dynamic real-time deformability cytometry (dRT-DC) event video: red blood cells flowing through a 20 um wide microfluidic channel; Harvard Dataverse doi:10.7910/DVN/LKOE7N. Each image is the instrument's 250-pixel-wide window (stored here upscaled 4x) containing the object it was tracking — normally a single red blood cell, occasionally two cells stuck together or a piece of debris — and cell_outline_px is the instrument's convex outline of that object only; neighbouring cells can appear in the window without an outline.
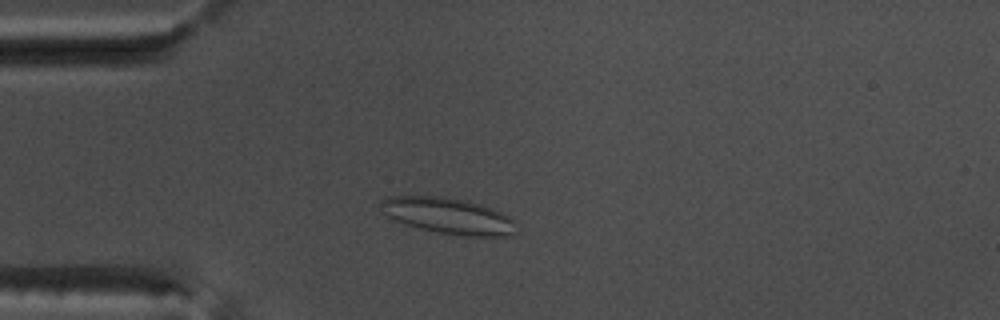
{"species": "common noctule bat (a hibernating species)", "species_latin": "Nyctalus noctula", "temperature_condition": "warm", "stored_images_in_passage": 43, "camera_frame_rate_fps": 3000, "um_per_image_px": 0.085, "animal": {"sex": "male", "body_mass_g": 17.5, "forearm_length_mm": 52.3}, "frame": {"image": 1, "passage_image": 3, "time_ms": 0.667, "image_size_px": [1000, 320], "cell_outline_px": [[516, 232], [512, 236], [464, 236], [440, 232], [420, 228], [404, 224], [388, 216], [384, 200], [388, 196], [440, 196], [468, 200], [492, 208], [508, 216], [512, 220]], "centroid_in_image_um": [38.19, 18.35], "position_along_channel_um": 46.8, "area_um2": 27.86}}
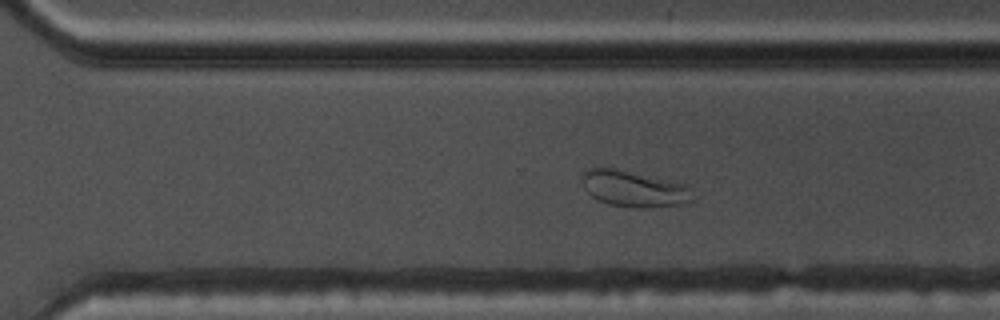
{"frame": {"image": 2, "passage_image": 26, "time_ms": 8.333, "image_size_px": [1000, 320], "cell_outline_px": [[692, 200], [680, 204], [644, 208], [632, 208], [608, 204], [596, 200], [584, 188], [584, 172], [588, 168], [616, 168], [688, 184]], "centroid_in_image_um": [53.88, 16.05], "position_along_channel_um": 316.7, "area_um2": 23.18}}
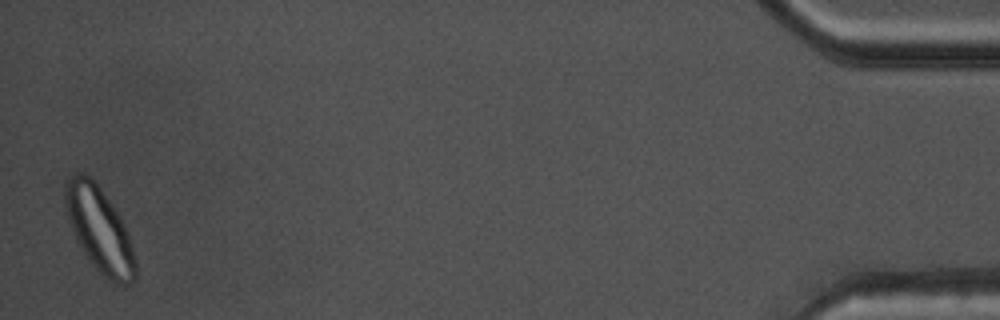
{"frame": {"image": 3, "passage_image": 42, "time_ms": 13.667, "image_size_px": [1000, 320], "cell_outline_px": [[136, 280], [132, 284], [124, 288], [116, 284], [104, 276], [92, 264], [80, 248], [76, 240], [68, 220], [64, 204], [64, 184], [76, 172], [84, 172], [100, 188], [120, 216], [128, 236], [132, 248], [136, 264]], "centroid_in_image_um": [8.44, 19.56], "position_along_channel_um": 426.8, "area_um2": 34.74}, "authors_computed_cell_mechanics": {"area_um2": 26.01, "velocity_mm_per_s": 3.7404, "shape_relaxation_time_tau1_ms": null, "shape_relaxation_time_tau2_ms": 1.3528, "deformation_change_tau1": null, "deformation_change_tau2": 0.0576}}